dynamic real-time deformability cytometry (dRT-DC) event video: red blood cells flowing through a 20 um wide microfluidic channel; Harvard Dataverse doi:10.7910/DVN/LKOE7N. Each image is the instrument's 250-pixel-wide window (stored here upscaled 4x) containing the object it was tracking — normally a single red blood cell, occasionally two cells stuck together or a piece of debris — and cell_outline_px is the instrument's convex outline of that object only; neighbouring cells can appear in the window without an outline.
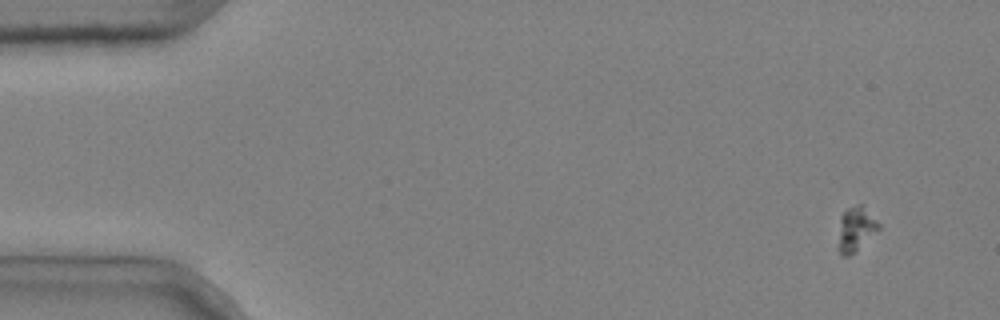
{"species": "common noctule bat (a hibernating species)", "species_latin": "Nyctalus noctula", "temperature_condition": "cold", "stored_images_in_passage": 5, "camera_frame_rate_fps": 3000, "um_per_image_px": 0.085, "animal": {"sex": "male", "body_mass_g": 20.4}, "frame": {"image": 1, "passage_image": 1, "time_ms": 0.0, "image_size_px": [1000, 320], "cell_outline_px": [[880, 228], [848, 256], [844, 256], [840, 252], [840, 216], [848, 208], [856, 204], [864, 204], [880, 224]], "centroid_in_image_um": [72.78, 19.38], "position_along_channel_um": 12.2, "area_um2": 10.0}}